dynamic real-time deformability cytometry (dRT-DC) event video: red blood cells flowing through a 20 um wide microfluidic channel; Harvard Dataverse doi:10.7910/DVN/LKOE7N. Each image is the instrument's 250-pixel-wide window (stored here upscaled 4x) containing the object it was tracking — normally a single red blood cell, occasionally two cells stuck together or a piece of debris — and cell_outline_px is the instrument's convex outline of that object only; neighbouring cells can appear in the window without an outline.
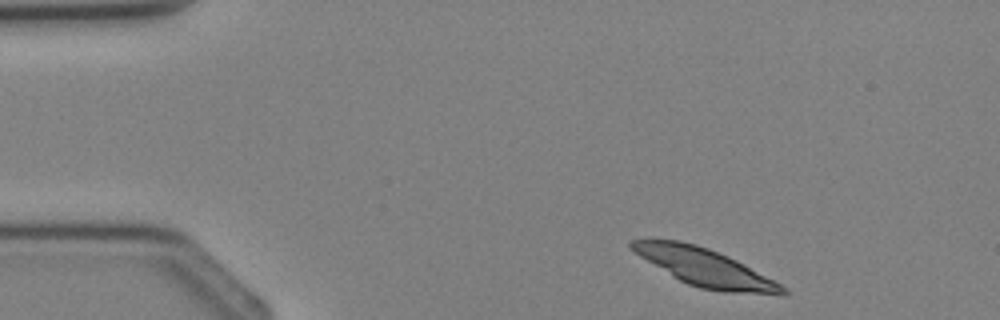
{"species": "Egyptian fruit bat (a non-hibernating species)", "species_latin": "Rousettus aegyptiacus", "temperature_condition": "cold", "stored_images_in_passage": 2, "camera_frame_rate_fps": 3000, "um_per_image_px": 0.085, "animal": {"sex": "female"}, "frame": {"image": 1, "passage_image": 1, "time_ms": 0.0, "image_size_px": [1000, 320], "cell_outline_px": [[788, 296], [784, 296], [724, 292], [700, 288], [688, 284], [672, 276], [640, 256], [628, 248], [628, 240], [680, 240], [696, 244], [708, 248], [728, 256], [744, 264], [780, 284], [788, 292]], "centroid_in_image_um": [59.93, 22.75], "position_along_channel_um": 25.1, "area_um2": 32.95}}